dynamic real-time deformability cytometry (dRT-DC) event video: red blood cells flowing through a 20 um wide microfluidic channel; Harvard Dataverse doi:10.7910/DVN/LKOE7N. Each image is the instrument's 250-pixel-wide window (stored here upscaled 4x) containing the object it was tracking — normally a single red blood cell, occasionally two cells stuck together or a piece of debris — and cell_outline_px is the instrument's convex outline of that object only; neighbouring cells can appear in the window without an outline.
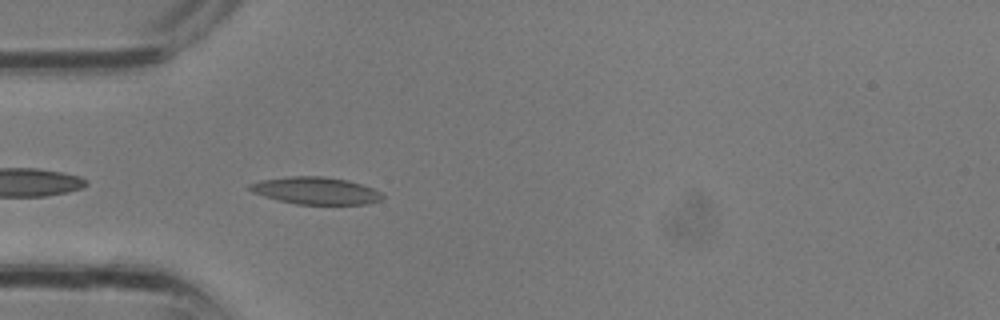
{"species": "common noctule bat (a hibernating species)", "species_latin": "Nyctalus noctula", "temperature_condition": "room temperature", "stored_images_in_passage": 11, "camera_frame_rate_fps": 3000, "um_per_image_px": 0.085, "animal": {"sex": "male", "body_mass_g": 13.3}, "frame": {"image": 1, "passage_image": 9, "time_ms": 2.667, "image_size_px": [1000, 320], "cell_outline_px": [[384, 196], [380, 200], [368, 204], [296, 204], [264, 196], [252, 192], [248, 188], [248, 184], [260, 180], [288, 176], [324, 176], [348, 180], [372, 188], [380, 192]], "centroid_in_image_um": [26.82, 16.2], "position_along_channel_um": 58.2, "area_um2": 20.98}}